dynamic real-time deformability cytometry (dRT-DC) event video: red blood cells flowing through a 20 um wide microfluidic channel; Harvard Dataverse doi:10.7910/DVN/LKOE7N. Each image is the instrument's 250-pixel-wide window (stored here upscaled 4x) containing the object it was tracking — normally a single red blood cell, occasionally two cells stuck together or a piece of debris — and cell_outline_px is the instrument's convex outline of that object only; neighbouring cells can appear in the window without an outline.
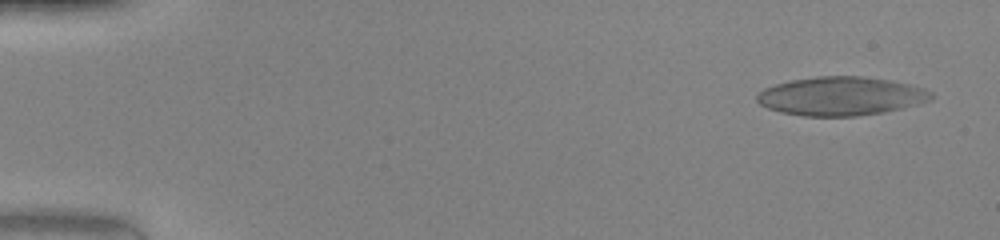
{"species": "human", "species_latin": "Homo sapiens", "temperature_condition": "warm", "stored_images_in_passage": 49, "camera_frame_rate_fps": 3000, "um_per_image_px": 0.085, "donor": {"sex": "female"}, "frame": {"image": 1, "passage_image": 3, "time_ms": 0.667, "image_size_px": [1000, 240], "cell_outline_px": [[932, 100], [884, 112], [856, 116], [804, 116], [780, 112], [768, 108], [760, 104], [756, 100], [756, 96], [764, 88], [776, 84], [792, 80], [816, 76], [860, 76], [888, 80], [908, 84], [924, 88], [932, 92]], "centroid_in_image_um": [71.46, 8.17], "position_along_channel_um": 13.5, "area_um2": 39.07}}
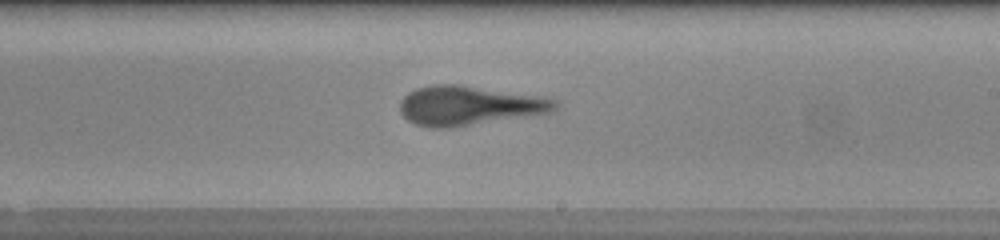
{"frame": {"image": 2, "passage_image": 30, "time_ms": 9.667, "image_size_px": [1000, 240], "cell_outline_px": [[560, 104], [552, 112], [448, 128], [428, 128], [416, 124], [408, 120], [400, 112], [400, 100], [408, 92], [416, 88], [432, 84], [460, 84], [540, 96], [556, 100]], "centroid_in_image_um": [39.84, 8.96], "position_along_channel_um": 249.2, "area_um2": 35.6}}
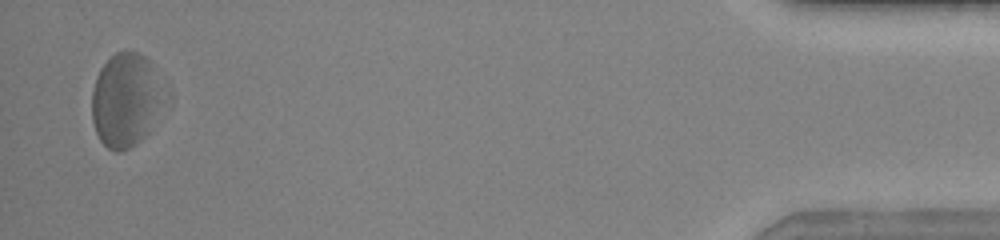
{"frame": {"image": 3, "passage_image": 48, "time_ms": 15.667, "image_size_px": [1000, 240], "cell_outline_px": [[152, 100], [148, 132], [136, 144], [120, 152], [116, 152], [108, 148], [100, 140], [96, 132], [92, 120], [92, 92], [96, 76], [100, 68], [116, 52], [136, 52], [144, 56], [148, 60]], "centroid_in_image_um": [10.39, 8.57], "position_along_channel_um": 424.8, "area_um2": 35.32}, "authors_computed_cell_mechanics": {"area_um2": 36.125, "velocity_mm_per_s": 4.2077, "shape_relaxation_time_tau1_ms": 3.0565, "shape_relaxation_time_tau2_ms": 2.1548, "deformation_change_tau1": 0.158, "deformation_change_tau2": 0.1408}}